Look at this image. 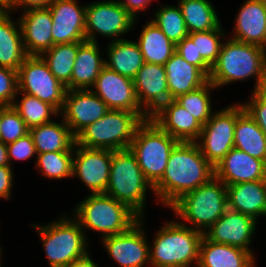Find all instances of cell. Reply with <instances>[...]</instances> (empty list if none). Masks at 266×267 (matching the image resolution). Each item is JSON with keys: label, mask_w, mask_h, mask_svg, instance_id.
<instances>
[{"label": "cell", "mask_w": 266, "mask_h": 267, "mask_svg": "<svg viewBox=\"0 0 266 267\" xmlns=\"http://www.w3.org/2000/svg\"><path fill=\"white\" fill-rule=\"evenodd\" d=\"M215 177L214 167L196 142H179L168 159L162 178L153 186L162 205L171 207L184 194Z\"/></svg>", "instance_id": "6da1fadb"}, {"label": "cell", "mask_w": 266, "mask_h": 267, "mask_svg": "<svg viewBox=\"0 0 266 267\" xmlns=\"http://www.w3.org/2000/svg\"><path fill=\"white\" fill-rule=\"evenodd\" d=\"M255 77L253 89L266 78L261 46L227 39L222 43L216 63L211 67L208 80L220 88L233 82Z\"/></svg>", "instance_id": "7a4b0ae2"}, {"label": "cell", "mask_w": 266, "mask_h": 267, "mask_svg": "<svg viewBox=\"0 0 266 267\" xmlns=\"http://www.w3.org/2000/svg\"><path fill=\"white\" fill-rule=\"evenodd\" d=\"M149 248L150 265L154 267H190L198 264L203 233L182 222H167L155 234Z\"/></svg>", "instance_id": "3957f363"}, {"label": "cell", "mask_w": 266, "mask_h": 267, "mask_svg": "<svg viewBox=\"0 0 266 267\" xmlns=\"http://www.w3.org/2000/svg\"><path fill=\"white\" fill-rule=\"evenodd\" d=\"M74 210L80 226L102 233V238L126 232L141 218L129 206L105 193L87 196Z\"/></svg>", "instance_id": "277c9868"}, {"label": "cell", "mask_w": 266, "mask_h": 267, "mask_svg": "<svg viewBox=\"0 0 266 267\" xmlns=\"http://www.w3.org/2000/svg\"><path fill=\"white\" fill-rule=\"evenodd\" d=\"M149 118L148 113L109 110L76 136V144L86 148L111 151L129 149L136 129Z\"/></svg>", "instance_id": "5b68a950"}, {"label": "cell", "mask_w": 266, "mask_h": 267, "mask_svg": "<svg viewBox=\"0 0 266 267\" xmlns=\"http://www.w3.org/2000/svg\"><path fill=\"white\" fill-rule=\"evenodd\" d=\"M154 188L145 178L130 149L112 151L109 183L105 194L129 206L144 217L146 191Z\"/></svg>", "instance_id": "8992f818"}, {"label": "cell", "mask_w": 266, "mask_h": 267, "mask_svg": "<svg viewBox=\"0 0 266 267\" xmlns=\"http://www.w3.org/2000/svg\"><path fill=\"white\" fill-rule=\"evenodd\" d=\"M193 229L204 233L228 209L226 185L216 177L177 200L171 207Z\"/></svg>", "instance_id": "52a82bcc"}, {"label": "cell", "mask_w": 266, "mask_h": 267, "mask_svg": "<svg viewBox=\"0 0 266 267\" xmlns=\"http://www.w3.org/2000/svg\"><path fill=\"white\" fill-rule=\"evenodd\" d=\"M179 141L162 130L153 120H144L130 144L145 178L154 186L163 176L169 156Z\"/></svg>", "instance_id": "ba28073f"}, {"label": "cell", "mask_w": 266, "mask_h": 267, "mask_svg": "<svg viewBox=\"0 0 266 267\" xmlns=\"http://www.w3.org/2000/svg\"><path fill=\"white\" fill-rule=\"evenodd\" d=\"M31 225L39 232L50 267H67L88 253L87 236L75 218L64 216L44 226Z\"/></svg>", "instance_id": "9c48e42d"}, {"label": "cell", "mask_w": 266, "mask_h": 267, "mask_svg": "<svg viewBox=\"0 0 266 267\" xmlns=\"http://www.w3.org/2000/svg\"><path fill=\"white\" fill-rule=\"evenodd\" d=\"M18 92L53 106L59 113L64 106L66 87L52 74L40 55H28L17 71Z\"/></svg>", "instance_id": "30bf717a"}, {"label": "cell", "mask_w": 266, "mask_h": 267, "mask_svg": "<svg viewBox=\"0 0 266 267\" xmlns=\"http://www.w3.org/2000/svg\"><path fill=\"white\" fill-rule=\"evenodd\" d=\"M243 104L226 106L212 113L202 126L198 144L202 155L216 167L224 156L234 148V133L237 117L244 111Z\"/></svg>", "instance_id": "8fae6325"}, {"label": "cell", "mask_w": 266, "mask_h": 267, "mask_svg": "<svg viewBox=\"0 0 266 267\" xmlns=\"http://www.w3.org/2000/svg\"><path fill=\"white\" fill-rule=\"evenodd\" d=\"M136 21L118 0L91 2L85 11L86 41L97 42V34L121 40L119 36L133 30Z\"/></svg>", "instance_id": "7c38bea8"}, {"label": "cell", "mask_w": 266, "mask_h": 267, "mask_svg": "<svg viewBox=\"0 0 266 267\" xmlns=\"http://www.w3.org/2000/svg\"><path fill=\"white\" fill-rule=\"evenodd\" d=\"M111 160V150L86 148L75 143L72 176L82 180L91 194L105 193L109 183Z\"/></svg>", "instance_id": "4fadbf2b"}, {"label": "cell", "mask_w": 266, "mask_h": 267, "mask_svg": "<svg viewBox=\"0 0 266 267\" xmlns=\"http://www.w3.org/2000/svg\"><path fill=\"white\" fill-rule=\"evenodd\" d=\"M142 217L126 232L102 238L108 255L120 267H144L150 264V246L142 227Z\"/></svg>", "instance_id": "5bb4252c"}, {"label": "cell", "mask_w": 266, "mask_h": 267, "mask_svg": "<svg viewBox=\"0 0 266 267\" xmlns=\"http://www.w3.org/2000/svg\"><path fill=\"white\" fill-rule=\"evenodd\" d=\"M91 89L110 110L147 113L139 104L133 79L122 76L106 66L101 69Z\"/></svg>", "instance_id": "9a60e30c"}, {"label": "cell", "mask_w": 266, "mask_h": 267, "mask_svg": "<svg viewBox=\"0 0 266 267\" xmlns=\"http://www.w3.org/2000/svg\"><path fill=\"white\" fill-rule=\"evenodd\" d=\"M110 109L91 89L67 90L60 112L65 123L76 137L89 124L103 117Z\"/></svg>", "instance_id": "2e32d148"}, {"label": "cell", "mask_w": 266, "mask_h": 267, "mask_svg": "<svg viewBox=\"0 0 266 267\" xmlns=\"http://www.w3.org/2000/svg\"><path fill=\"white\" fill-rule=\"evenodd\" d=\"M256 224L253 217L228 208L207 231H204L203 236L211 242L231 245L252 253L249 245L256 232Z\"/></svg>", "instance_id": "e0dca14e"}, {"label": "cell", "mask_w": 266, "mask_h": 267, "mask_svg": "<svg viewBox=\"0 0 266 267\" xmlns=\"http://www.w3.org/2000/svg\"><path fill=\"white\" fill-rule=\"evenodd\" d=\"M77 0H53L48 6L52 15L53 45L86 41V5L79 6Z\"/></svg>", "instance_id": "ac0fdd59"}, {"label": "cell", "mask_w": 266, "mask_h": 267, "mask_svg": "<svg viewBox=\"0 0 266 267\" xmlns=\"http://www.w3.org/2000/svg\"><path fill=\"white\" fill-rule=\"evenodd\" d=\"M133 82L139 104L150 116L170 100L166 72L162 65L144 63Z\"/></svg>", "instance_id": "d6986e66"}, {"label": "cell", "mask_w": 266, "mask_h": 267, "mask_svg": "<svg viewBox=\"0 0 266 267\" xmlns=\"http://www.w3.org/2000/svg\"><path fill=\"white\" fill-rule=\"evenodd\" d=\"M214 170L215 177L226 186L266 180V163L235 147L224 156Z\"/></svg>", "instance_id": "ffe728a7"}, {"label": "cell", "mask_w": 266, "mask_h": 267, "mask_svg": "<svg viewBox=\"0 0 266 267\" xmlns=\"http://www.w3.org/2000/svg\"><path fill=\"white\" fill-rule=\"evenodd\" d=\"M18 21L27 55H41L53 46V21L49 7L25 10Z\"/></svg>", "instance_id": "44dd1931"}, {"label": "cell", "mask_w": 266, "mask_h": 267, "mask_svg": "<svg viewBox=\"0 0 266 267\" xmlns=\"http://www.w3.org/2000/svg\"><path fill=\"white\" fill-rule=\"evenodd\" d=\"M150 119L179 142H196L202 131V125L175 100L161 105Z\"/></svg>", "instance_id": "7402d4cb"}, {"label": "cell", "mask_w": 266, "mask_h": 267, "mask_svg": "<svg viewBox=\"0 0 266 267\" xmlns=\"http://www.w3.org/2000/svg\"><path fill=\"white\" fill-rule=\"evenodd\" d=\"M228 208L255 220L266 216V180L242 182L226 186Z\"/></svg>", "instance_id": "603a6c76"}, {"label": "cell", "mask_w": 266, "mask_h": 267, "mask_svg": "<svg viewBox=\"0 0 266 267\" xmlns=\"http://www.w3.org/2000/svg\"><path fill=\"white\" fill-rule=\"evenodd\" d=\"M231 39L262 46L266 40V8L261 0L244 2L236 17Z\"/></svg>", "instance_id": "cb8c5ba5"}, {"label": "cell", "mask_w": 266, "mask_h": 267, "mask_svg": "<svg viewBox=\"0 0 266 267\" xmlns=\"http://www.w3.org/2000/svg\"><path fill=\"white\" fill-rule=\"evenodd\" d=\"M170 100L193 91L208 81V77L195 65L189 64L176 51L164 65Z\"/></svg>", "instance_id": "d4e9b609"}, {"label": "cell", "mask_w": 266, "mask_h": 267, "mask_svg": "<svg viewBox=\"0 0 266 267\" xmlns=\"http://www.w3.org/2000/svg\"><path fill=\"white\" fill-rule=\"evenodd\" d=\"M254 257L250 251L214 243L203 236L197 267H254Z\"/></svg>", "instance_id": "484cf974"}, {"label": "cell", "mask_w": 266, "mask_h": 267, "mask_svg": "<svg viewBox=\"0 0 266 267\" xmlns=\"http://www.w3.org/2000/svg\"><path fill=\"white\" fill-rule=\"evenodd\" d=\"M98 47L97 42H78V53L71 75V90H87L94 86L105 66V59L101 57Z\"/></svg>", "instance_id": "4316f807"}, {"label": "cell", "mask_w": 266, "mask_h": 267, "mask_svg": "<svg viewBox=\"0 0 266 267\" xmlns=\"http://www.w3.org/2000/svg\"><path fill=\"white\" fill-rule=\"evenodd\" d=\"M36 153L74 152L76 137L64 119L59 123L51 121L29 130Z\"/></svg>", "instance_id": "83f0119b"}, {"label": "cell", "mask_w": 266, "mask_h": 267, "mask_svg": "<svg viewBox=\"0 0 266 267\" xmlns=\"http://www.w3.org/2000/svg\"><path fill=\"white\" fill-rule=\"evenodd\" d=\"M9 15V12L0 13V66L18 71L28 55L23 46L19 21L14 22Z\"/></svg>", "instance_id": "f1b7e54d"}, {"label": "cell", "mask_w": 266, "mask_h": 267, "mask_svg": "<svg viewBox=\"0 0 266 267\" xmlns=\"http://www.w3.org/2000/svg\"><path fill=\"white\" fill-rule=\"evenodd\" d=\"M109 44L105 66L122 76L134 79L145 63L137 42L123 38Z\"/></svg>", "instance_id": "f546056e"}, {"label": "cell", "mask_w": 266, "mask_h": 267, "mask_svg": "<svg viewBox=\"0 0 266 267\" xmlns=\"http://www.w3.org/2000/svg\"><path fill=\"white\" fill-rule=\"evenodd\" d=\"M139 35L136 42L144 62L164 66L175 52L176 44L153 21H147Z\"/></svg>", "instance_id": "4dcf8cb0"}, {"label": "cell", "mask_w": 266, "mask_h": 267, "mask_svg": "<svg viewBox=\"0 0 266 267\" xmlns=\"http://www.w3.org/2000/svg\"><path fill=\"white\" fill-rule=\"evenodd\" d=\"M234 147L266 163V136L246 110L236 120Z\"/></svg>", "instance_id": "1f68e13d"}, {"label": "cell", "mask_w": 266, "mask_h": 267, "mask_svg": "<svg viewBox=\"0 0 266 267\" xmlns=\"http://www.w3.org/2000/svg\"><path fill=\"white\" fill-rule=\"evenodd\" d=\"M188 33L217 29L221 23L215 7L208 0H179Z\"/></svg>", "instance_id": "d6a6232c"}, {"label": "cell", "mask_w": 266, "mask_h": 267, "mask_svg": "<svg viewBox=\"0 0 266 267\" xmlns=\"http://www.w3.org/2000/svg\"><path fill=\"white\" fill-rule=\"evenodd\" d=\"M77 53L78 42H73L55 44L40 55L67 90H71V75Z\"/></svg>", "instance_id": "836d02e7"}, {"label": "cell", "mask_w": 266, "mask_h": 267, "mask_svg": "<svg viewBox=\"0 0 266 267\" xmlns=\"http://www.w3.org/2000/svg\"><path fill=\"white\" fill-rule=\"evenodd\" d=\"M22 95L21 101L14 100L12 107L18 112L20 117L25 121L27 128L30 130L33 127L51 122V116L60 114L53 106L39 100L37 97L17 92Z\"/></svg>", "instance_id": "e575fe53"}, {"label": "cell", "mask_w": 266, "mask_h": 267, "mask_svg": "<svg viewBox=\"0 0 266 267\" xmlns=\"http://www.w3.org/2000/svg\"><path fill=\"white\" fill-rule=\"evenodd\" d=\"M213 89H216V87L208 80L201 87L180 95L174 100L187 110L197 122L204 126L213 113L211 94H209L211 93L210 90Z\"/></svg>", "instance_id": "d590c367"}, {"label": "cell", "mask_w": 266, "mask_h": 267, "mask_svg": "<svg viewBox=\"0 0 266 267\" xmlns=\"http://www.w3.org/2000/svg\"><path fill=\"white\" fill-rule=\"evenodd\" d=\"M153 21L160 30L175 44L188 36L184 17L180 7L162 6L155 11Z\"/></svg>", "instance_id": "8d00e7d4"}, {"label": "cell", "mask_w": 266, "mask_h": 267, "mask_svg": "<svg viewBox=\"0 0 266 267\" xmlns=\"http://www.w3.org/2000/svg\"><path fill=\"white\" fill-rule=\"evenodd\" d=\"M74 152H46L37 154V166L45 177L63 179L72 177Z\"/></svg>", "instance_id": "74e56055"}, {"label": "cell", "mask_w": 266, "mask_h": 267, "mask_svg": "<svg viewBox=\"0 0 266 267\" xmlns=\"http://www.w3.org/2000/svg\"><path fill=\"white\" fill-rule=\"evenodd\" d=\"M220 25L217 29L210 31H201L188 33V37L193 41L197 49V57H202L203 60L212 67L220 53L222 41L220 39L226 38L225 31Z\"/></svg>", "instance_id": "f35d334b"}, {"label": "cell", "mask_w": 266, "mask_h": 267, "mask_svg": "<svg viewBox=\"0 0 266 267\" xmlns=\"http://www.w3.org/2000/svg\"><path fill=\"white\" fill-rule=\"evenodd\" d=\"M28 133L29 129L18 112L12 106L3 105L0 141L7 145Z\"/></svg>", "instance_id": "ab89813d"}, {"label": "cell", "mask_w": 266, "mask_h": 267, "mask_svg": "<svg viewBox=\"0 0 266 267\" xmlns=\"http://www.w3.org/2000/svg\"><path fill=\"white\" fill-rule=\"evenodd\" d=\"M17 92V70L0 66V105L12 106Z\"/></svg>", "instance_id": "60d3db41"}, {"label": "cell", "mask_w": 266, "mask_h": 267, "mask_svg": "<svg viewBox=\"0 0 266 267\" xmlns=\"http://www.w3.org/2000/svg\"><path fill=\"white\" fill-rule=\"evenodd\" d=\"M175 51L179 53L189 64L197 66L207 77H209L211 67L203 60L202 57H197L196 46L188 36L176 44Z\"/></svg>", "instance_id": "b9f144b4"}, {"label": "cell", "mask_w": 266, "mask_h": 267, "mask_svg": "<svg viewBox=\"0 0 266 267\" xmlns=\"http://www.w3.org/2000/svg\"><path fill=\"white\" fill-rule=\"evenodd\" d=\"M7 151L10 166L12 159L23 161L37 155L30 133L17 139L15 142L7 144Z\"/></svg>", "instance_id": "7bdbcfd3"}, {"label": "cell", "mask_w": 266, "mask_h": 267, "mask_svg": "<svg viewBox=\"0 0 266 267\" xmlns=\"http://www.w3.org/2000/svg\"><path fill=\"white\" fill-rule=\"evenodd\" d=\"M243 106L266 136V103L255 92H252L251 100L243 103Z\"/></svg>", "instance_id": "ee69618b"}, {"label": "cell", "mask_w": 266, "mask_h": 267, "mask_svg": "<svg viewBox=\"0 0 266 267\" xmlns=\"http://www.w3.org/2000/svg\"><path fill=\"white\" fill-rule=\"evenodd\" d=\"M13 175L11 166H0V198L6 200L11 198V187L13 186L12 181L14 179Z\"/></svg>", "instance_id": "f6af8a7d"}, {"label": "cell", "mask_w": 266, "mask_h": 267, "mask_svg": "<svg viewBox=\"0 0 266 267\" xmlns=\"http://www.w3.org/2000/svg\"><path fill=\"white\" fill-rule=\"evenodd\" d=\"M53 0H11V11L14 13L18 7L25 10L33 8H46Z\"/></svg>", "instance_id": "bcb514c9"}, {"label": "cell", "mask_w": 266, "mask_h": 267, "mask_svg": "<svg viewBox=\"0 0 266 267\" xmlns=\"http://www.w3.org/2000/svg\"><path fill=\"white\" fill-rule=\"evenodd\" d=\"M118 2L121 3L135 19H137L136 17L138 13L145 10L151 0H118Z\"/></svg>", "instance_id": "7dc6e473"}, {"label": "cell", "mask_w": 266, "mask_h": 267, "mask_svg": "<svg viewBox=\"0 0 266 267\" xmlns=\"http://www.w3.org/2000/svg\"><path fill=\"white\" fill-rule=\"evenodd\" d=\"M97 265L87 253L83 257L74 260L69 266L67 267H98Z\"/></svg>", "instance_id": "c3c4849f"}, {"label": "cell", "mask_w": 266, "mask_h": 267, "mask_svg": "<svg viewBox=\"0 0 266 267\" xmlns=\"http://www.w3.org/2000/svg\"><path fill=\"white\" fill-rule=\"evenodd\" d=\"M0 166H10L7 145L0 141Z\"/></svg>", "instance_id": "681fc988"}, {"label": "cell", "mask_w": 266, "mask_h": 267, "mask_svg": "<svg viewBox=\"0 0 266 267\" xmlns=\"http://www.w3.org/2000/svg\"><path fill=\"white\" fill-rule=\"evenodd\" d=\"M254 92L266 103V78L257 86Z\"/></svg>", "instance_id": "f907efd6"}, {"label": "cell", "mask_w": 266, "mask_h": 267, "mask_svg": "<svg viewBox=\"0 0 266 267\" xmlns=\"http://www.w3.org/2000/svg\"><path fill=\"white\" fill-rule=\"evenodd\" d=\"M7 12H11V0H0V13Z\"/></svg>", "instance_id": "816d5d0a"}, {"label": "cell", "mask_w": 266, "mask_h": 267, "mask_svg": "<svg viewBox=\"0 0 266 267\" xmlns=\"http://www.w3.org/2000/svg\"><path fill=\"white\" fill-rule=\"evenodd\" d=\"M261 48H262V53H263V61L266 67V40H265V43L261 46Z\"/></svg>", "instance_id": "f5cc1de1"}, {"label": "cell", "mask_w": 266, "mask_h": 267, "mask_svg": "<svg viewBox=\"0 0 266 267\" xmlns=\"http://www.w3.org/2000/svg\"><path fill=\"white\" fill-rule=\"evenodd\" d=\"M2 114H3V105H0V133H1Z\"/></svg>", "instance_id": "db71d44e"}, {"label": "cell", "mask_w": 266, "mask_h": 267, "mask_svg": "<svg viewBox=\"0 0 266 267\" xmlns=\"http://www.w3.org/2000/svg\"><path fill=\"white\" fill-rule=\"evenodd\" d=\"M261 1H262L263 5H264L265 8H266V0H261Z\"/></svg>", "instance_id": "11a10c76"}, {"label": "cell", "mask_w": 266, "mask_h": 267, "mask_svg": "<svg viewBox=\"0 0 266 267\" xmlns=\"http://www.w3.org/2000/svg\"><path fill=\"white\" fill-rule=\"evenodd\" d=\"M2 248L0 247V257H1V253H2ZM1 260V259H0ZM0 267H1V261H0Z\"/></svg>", "instance_id": "9f6ffc18"}]
</instances>
